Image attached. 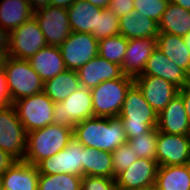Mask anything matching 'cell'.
Returning <instances> with one entry per match:
<instances>
[{
  "instance_id": "obj_46",
  "label": "cell",
  "mask_w": 190,
  "mask_h": 190,
  "mask_svg": "<svg viewBox=\"0 0 190 190\" xmlns=\"http://www.w3.org/2000/svg\"><path fill=\"white\" fill-rule=\"evenodd\" d=\"M186 47L190 50V32L183 37Z\"/></svg>"
},
{
  "instance_id": "obj_32",
  "label": "cell",
  "mask_w": 190,
  "mask_h": 190,
  "mask_svg": "<svg viewBox=\"0 0 190 190\" xmlns=\"http://www.w3.org/2000/svg\"><path fill=\"white\" fill-rule=\"evenodd\" d=\"M157 135L158 129L153 127L149 132L143 133V135L127 139V143L138 155V158L156 160Z\"/></svg>"
},
{
  "instance_id": "obj_34",
  "label": "cell",
  "mask_w": 190,
  "mask_h": 190,
  "mask_svg": "<svg viewBox=\"0 0 190 190\" xmlns=\"http://www.w3.org/2000/svg\"><path fill=\"white\" fill-rule=\"evenodd\" d=\"M111 155L115 177L139 159L128 143L120 145Z\"/></svg>"
},
{
  "instance_id": "obj_20",
  "label": "cell",
  "mask_w": 190,
  "mask_h": 190,
  "mask_svg": "<svg viewBox=\"0 0 190 190\" xmlns=\"http://www.w3.org/2000/svg\"><path fill=\"white\" fill-rule=\"evenodd\" d=\"M39 174L36 165L15 161L2 174L4 190H38Z\"/></svg>"
},
{
  "instance_id": "obj_31",
  "label": "cell",
  "mask_w": 190,
  "mask_h": 190,
  "mask_svg": "<svg viewBox=\"0 0 190 190\" xmlns=\"http://www.w3.org/2000/svg\"><path fill=\"white\" fill-rule=\"evenodd\" d=\"M82 177L71 174H39L38 190H81Z\"/></svg>"
},
{
  "instance_id": "obj_44",
  "label": "cell",
  "mask_w": 190,
  "mask_h": 190,
  "mask_svg": "<svg viewBox=\"0 0 190 190\" xmlns=\"http://www.w3.org/2000/svg\"><path fill=\"white\" fill-rule=\"evenodd\" d=\"M86 1L102 9L107 8L109 3L111 2V0H86Z\"/></svg>"
},
{
  "instance_id": "obj_38",
  "label": "cell",
  "mask_w": 190,
  "mask_h": 190,
  "mask_svg": "<svg viewBox=\"0 0 190 190\" xmlns=\"http://www.w3.org/2000/svg\"><path fill=\"white\" fill-rule=\"evenodd\" d=\"M13 105L11 94L7 86L5 72L0 73V109Z\"/></svg>"
},
{
  "instance_id": "obj_23",
  "label": "cell",
  "mask_w": 190,
  "mask_h": 190,
  "mask_svg": "<svg viewBox=\"0 0 190 190\" xmlns=\"http://www.w3.org/2000/svg\"><path fill=\"white\" fill-rule=\"evenodd\" d=\"M119 25V34L128 40L134 38L156 39L159 34L158 23L149 17L139 16V11L136 9L120 18Z\"/></svg>"
},
{
  "instance_id": "obj_26",
  "label": "cell",
  "mask_w": 190,
  "mask_h": 190,
  "mask_svg": "<svg viewBox=\"0 0 190 190\" xmlns=\"http://www.w3.org/2000/svg\"><path fill=\"white\" fill-rule=\"evenodd\" d=\"M33 16L28 0H0V26L8 33Z\"/></svg>"
},
{
  "instance_id": "obj_6",
  "label": "cell",
  "mask_w": 190,
  "mask_h": 190,
  "mask_svg": "<svg viewBox=\"0 0 190 190\" xmlns=\"http://www.w3.org/2000/svg\"><path fill=\"white\" fill-rule=\"evenodd\" d=\"M13 105L27 133L53 124L55 103L44 92L21 98Z\"/></svg>"
},
{
  "instance_id": "obj_43",
  "label": "cell",
  "mask_w": 190,
  "mask_h": 190,
  "mask_svg": "<svg viewBox=\"0 0 190 190\" xmlns=\"http://www.w3.org/2000/svg\"><path fill=\"white\" fill-rule=\"evenodd\" d=\"M76 0H50V5L69 8Z\"/></svg>"
},
{
  "instance_id": "obj_48",
  "label": "cell",
  "mask_w": 190,
  "mask_h": 190,
  "mask_svg": "<svg viewBox=\"0 0 190 190\" xmlns=\"http://www.w3.org/2000/svg\"><path fill=\"white\" fill-rule=\"evenodd\" d=\"M0 190H4L3 181H2V175L1 174H0Z\"/></svg>"
},
{
  "instance_id": "obj_9",
  "label": "cell",
  "mask_w": 190,
  "mask_h": 190,
  "mask_svg": "<svg viewBox=\"0 0 190 190\" xmlns=\"http://www.w3.org/2000/svg\"><path fill=\"white\" fill-rule=\"evenodd\" d=\"M48 46L38 21L33 16L9 33L8 56L29 60L38 50Z\"/></svg>"
},
{
  "instance_id": "obj_14",
  "label": "cell",
  "mask_w": 190,
  "mask_h": 190,
  "mask_svg": "<svg viewBox=\"0 0 190 190\" xmlns=\"http://www.w3.org/2000/svg\"><path fill=\"white\" fill-rule=\"evenodd\" d=\"M157 170L156 160L139 158L115 177L117 190L154 187Z\"/></svg>"
},
{
  "instance_id": "obj_3",
  "label": "cell",
  "mask_w": 190,
  "mask_h": 190,
  "mask_svg": "<svg viewBox=\"0 0 190 190\" xmlns=\"http://www.w3.org/2000/svg\"><path fill=\"white\" fill-rule=\"evenodd\" d=\"M73 138V127L57 124L30 131L27 133L24 161L37 165L64 149Z\"/></svg>"
},
{
  "instance_id": "obj_11",
  "label": "cell",
  "mask_w": 190,
  "mask_h": 190,
  "mask_svg": "<svg viewBox=\"0 0 190 190\" xmlns=\"http://www.w3.org/2000/svg\"><path fill=\"white\" fill-rule=\"evenodd\" d=\"M67 70L77 71L98 56V40L91 33L71 32L59 46Z\"/></svg>"
},
{
  "instance_id": "obj_33",
  "label": "cell",
  "mask_w": 190,
  "mask_h": 190,
  "mask_svg": "<svg viewBox=\"0 0 190 190\" xmlns=\"http://www.w3.org/2000/svg\"><path fill=\"white\" fill-rule=\"evenodd\" d=\"M119 32V18L108 8L102 9L101 15H98L97 30L92 33V36L100 40L117 35Z\"/></svg>"
},
{
  "instance_id": "obj_35",
  "label": "cell",
  "mask_w": 190,
  "mask_h": 190,
  "mask_svg": "<svg viewBox=\"0 0 190 190\" xmlns=\"http://www.w3.org/2000/svg\"><path fill=\"white\" fill-rule=\"evenodd\" d=\"M169 0H134V9L139 16H145L159 23L165 12Z\"/></svg>"
},
{
  "instance_id": "obj_17",
  "label": "cell",
  "mask_w": 190,
  "mask_h": 190,
  "mask_svg": "<svg viewBox=\"0 0 190 190\" xmlns=\"http://www.w3.org/2000/svg\"><path fill=\"white\" fill-rule=\"evenodd\" d=\"M76 72L80 85L90 90L104 81L122 78L125 75L120 65L99 55L81 66Z\"/></svg>"
},
{
  "instance_id": "obj_41",
  "label": "cell",
  "mask_w": 190,
  "mask_h": 190,
  "mask_svg": "<svg viewBox=\"0 0 190 190\" xmlns=\"http://www.w3.org/2000/svg\"><path fill=\"white\" fill-rule=\"evenodd\" d=\"M9 33L0 26V54H8Z\"/></svg>"
},
{
  "instance_id": "obj_42",
  "label": "cell",
  "mask_w": 190,
  "mask_h": 190,
  "mask_svg": "<svg viewBox=\"0 0 190 190\" xmlns=\"http://www.w3.org/2000/svg\"><path fill=\"white\" fill-rule=\"evenodd\" d=\"M28 2L34 12L50 5V0H28Z\"/></svg>"
},
{
  "instance_id": "obj_15",
  "label": "cell",
  "mask_w": 190,
  "mask_h": 190,
  "mask_svg": "<svg viewBox=\"0 0 190 190\" xmlns=\"http://www.w3.org/2000/svg\"><path fill=\"white\" fill-rule=\"evenodd\" d=\"M134 83L157 114L168 105L179 91L175 85L157 76H137L134 78Z\"/></svg>"
},
{
  "instance_id": "obj_27",
  "label": "cell",
  "mask_w": 190,
  "mask_h": 190,
  "mask_svg": "<svg viewBox=\"0 0 190 190\" xmlns=\"http://www.w3.org/2000/svg\"><path fill=\"white\" fill-rule=\"evenodd\" d=\"M158 31L184 37L190 32V10L169 1L158 23Z\"/></svg>"
},
{
  "instance_id": "obj_28",
  "label": "cell",
  "mask_w": 190,
  "mask_h": 190,
  "mask_svg": "<svg viewBox=\"0 0 190 190\" xmlns=\"http://www.w3.org/2000/svg\"><path fill=\"white\" fill-rule=\"evenodd\" d=\"M80 87L77 72L75 70H65L54 78L44 82L43 92L54 103H59Z\"/></svg>"
},
{
  "instance_id": "obj_30",
  "label": "cell",
  "mask_w": 190,
  "mask_h": 190,
  "mask_svg": "<svg viewBox=\"0 0 190 190\" xmlns=\"http://www.w3.org/2000/svg\"><path fill=\"white\" fill-rule=\"evenodd\" d=\"M127 45L128 39L120 34L100 39L98 40V55L122 66Z\"/></svg>"
},
{
  "instance_id": "obj_13",
  "label": "cell",
  "mask_w": 190,
  "mask_h": 190,
  "mask_svg": "<svg viewBox=\"0 0 190 190\" xmlns=\"http://www.w3.org/2000/svg\"><path fill=\"white\" fill-rule=\"evenodd\" d=\"M156 161L158 166L190 163V135H174L158 131Z\"/></svg>"
},
{
  "instance_id": "obj_45",
  "label": "cell",
  "mask_w": 190,
  "mask_h": 190,
  "mask_svg": "<svg viewBox=\"0 0 190 190\" xmlns=\"http://www.w3.org/2000/svg\"><path fill=\"white\" fill-rule=\"evenodd\" d=\"M170 2L190 10V0H169Z\"/></svg>"
},
{
  "instance_id": "obj_40",
  "label": "cell",
  "mask_w": 190,
  "mask_h": 190,
  "mask_svg": "<svg viewBox=\"0 0 190 190\" xmlns=\"http://www.w3.org/2000/svg\"><path fill=\"white\" fill-rule=\"evenodd\" d=\"M16 160L0 149V174L2 175Z\"/></svg>"
},
{
  "instance_id": "obj_12",
  "label": "cell",
  "mask_w": 190,
  "mask_h": 190,
  "mask_svg": "<svg viewBox=\"0 0 190 190\" xmlns=\"http://www.w3.org/2000/svg\"><path fill=\"white\" fill-rule=\"evenodd\" d=\"M48 46L59 47L71 33L66 8L49 5L34 12Z\"/></svg>"
},
{
  "instance_id": "obj_47",
  "label": "cell",
  "mask_w": 190,
  "mask_h": 190,
  "mask_svg": "<svg viewBox=\"0 0 190 190\" xmlns=\"http://www.w3.org/2000/svg\"><path fill=\"white\" fill-rule=\"evenodd\" d=\"M133 190H155V187L139 188V189H133Z\"/></svg>"
},
{
  "instance_id": "obj_24",
  "label": "cell",
  "mask_w": 190,
  "mask_h": 190,
  "mask_svg": "<svg viewBox=\"0 0 190 190\" xmlns=\"http://www.w3.org/2000/svg\"><path fill=\"white\" fill-rule=\"evenodd\" d=\"M155 190H190V166H158Z\"/></svg>"
},
{
  "instance_id": "obj_37",
  "label": "cell",
  "mask_w": 190,
  "mask_h": 190,
  "mask_svg": "<svg viewBox=\"0 0 190 190\" xmlns=\"http://www.w3.org/2000/svg\"><path fill=\"white\" fill-rule=\"evenodd\" d=\"M107 8L120 19L133 11L134 0H111Z\"/></svg>"
},
{
  "instance_id": "obj_22",
  "label": "cell",
  "mask_w": 190,
  "mask_h": 190,
  "mask_svg": "<svg viewBox=\"0 0 190 190\" xmlns=\"http://www.w3.org/2000/svg\"><path fill=\"white\" fill-rule=\"evenodd\" d=\"M99 8L86 0H76L67 8L71 32L93 33L97 30Z\"/></svg>"
},
{
  "instance_id": "obj_8",
  "label": "cell",
  "mask_w": 190,
  "mask_h": 190,
  "mask_svg": "<svg viewBox=\"0 0 190 190\" xmlns=\"http://www.w3.org/2000/svg\"><path fill=\"white\" fill-rule=\"evenodd\" d=\"M92 117L91 90L82 86L64 101L54 105L53 124L74 127L75 124Z\"/></svg>"
},
{
  "instance_id": "obj_4",
  "label": "cell",
  "mask_w": 190,
  "mask_h": 190,
  "mask_svg": "<svg viewBox=\"0 0 190 190\" xmlns=\"http://www.w3.org/2000/svg\"><path fill=\"white\" fill-rule=\"evenodd\" d=\"M133 84L134 78L124 75L92 88L93 117H118L127 91Z\"/></svg>"
},
{
  "instance_id": "obj_39",
  "label": "cell",
  "mask_w": 190,
  "mask_h": 190,
  "mask_svg": "<svg viewBox=\"0 0 190 190\" xmlns=\"http://www.w3.org/2000/svg\"><path fill=\"white\" fill-rule=\"evenodd\" d=\"M178 93L181 95L183 99L186 114L190 122V82L187 83L183 88L179 89Z\"/></svg>"
},
{
  "instance_id": "obj_1",
  "label": "cell",
  "mask_w": 190,
  "mask_h": 190,
  "mask_svg": "<svg viewBox=\"0 0 190 190\" xmlns=\"http://www.w3.org/2000/svg\"><path fill=\"white\" fill-rule=\"evenodd\" d=\"M73 137L83 146L113 152L127 143L123 125L118 117H92L73 127Z\"/></svg>"
},
{
  "instance_id": "obj_5",
  "label": "cell",
  "mask_w": 190,
  "mask_h": 190,
  "mask_svg": "<svg viewBox=\"0 0 190 190\" xmlns=\"http://www.w3.org/2000/svg\"><path fill=\"white\" fill-rule=\"evenodd\" d=\"M4 72L12 102L43 92L44 82L28 60L8 56Z\"/></svg>"
},
{
  "instance_id": "obj_19",
  "label": "cell",
  "mask_w": 190,
  "mask_h": 190,
  "mask_svg": "<svg viewBox=\"0 0 190 190\" xmlns=\"http://www.w3.org/2000/svg\"><path fill=\"white\" fill-rule=\"evenodd\" d=\"M157 129L168 134L190 135V122L179 93L158 114Z\"/></svg>"
},
{
  "instance_id": "obj_10",
  "label": "cell",
  "mask_w": 190,
  "mask_h": 190,
  "mask_svg": "<svg viewBox=\"0 0 190 190\" xmlns=\"http://www.w3.org/2000/svg\"><path fill=\"white\" fill-rule=\"evenodd\" d=\"M84 146L73 138L68 145L52 157L40 161L36 166L40 174H71L83 176Z\"/></svg>"
},
{
  "instance_id": "obj_16",
  "label": "cell",
  "mask_w": 190,
  "mask_h": 190,
  "mask_svg": "<svg viewBox=\"0 0 190 190\" xmlns=\"http://www.w3.org/2000/svg\"><path fill=\"white\" fill-rule=\"evenodd\" d=\"M139 76H157L183 88L190 82V75L181 67L175 65L158 47H156L147 60L143 73Z\"/></svg>"
},
{
  "instance_id": "obj_18",
  "label": "cell",
  "mask_w": 190,
  "mask_h": 190,
  "mask_svg": "<svg viewBox=\"0 0 190 190\" xmlns=\"http://www.w3.org/2000/svg\"><path fill=\"white\" fill-rule=\"evenodd\" d=\"M156 47V39L154 38L129 39L121 66L122 72L132 78L141 75L147 60Z\"/></svg>"
},
{
  "instance_id": "obj_25",
  "label": "cell",
  "mask_w": 190,
  "mask_h": 190,
  "mask_svg": "<svg viewBox=\"0 0 190 190\" xmlns=\"http://www.w3.org/2000/svg\"><path fill=\"white\" fill-rule=\"evenodd\" d=\"M156 46L175 65L184 69L190 75V50L186 47L183 37L169 33H159Z\"/></svg>"
},
{
  "instance_id": "obj_7",
  "label": "cell",
  "mask_w": 190,
  "mask_h": 190,
  "mask_svg": "<svg viewBox=\"0 0 190 190\" xmlns=\"http://www.w3.org/2000/svg\"><path fill=\"white\" fill-rule=\"evenodd\" d=\"M27 132L19 120L15 106L0 109V149L16 161L24 160Z\"/></svg>"
},
{
  "instance_id": "obj_2",
  "label": "cell",
  "mask_w": 190,
  "mask_h": 190,
  "mask_svg": "<svg viewBox=\"0 0 190 190\" xmlns=\"http://www.w3.org/2000/svg\"><path fill=\"white\" fill-rule=\"evenodd\" d=\"M118 118L123 125L127 139L143 135L153 127H157L158 124V114L144 99L135 83L127 91Z\"/></svg>"
},
{
  "instance_id": "obj_21",
  "label": "cell",
  "mask_w": 190,
  "mask_h": 190,
  "mask_svg": "<svg viewBox=\"0 0 190 190\" xmlns=\"http://www.w3.org/2000/svg\"><path fill=\"white\" fill-rule=\"evenodd\" d=\"M33 70L46 82L67 70L59 47L46 46L29 58Z\"/></svg>"
},
{
  "instance_id": "obj_29",
  "label": "cell",
  "mask_w": 190,
  "mask_h": 190,
  "mask_svg": "<svg viewBox=\"0 0 190 190\" xmlns=\"http://www.w3.org/2000/svg\"><path fill=\"white\" fill-rule=\"evenodd\" d=\"M83 176L114 178L111 152L84 146Z\"/></svg>"
},
{
  "instance_id": "obj_36",
  "label": "cell",
  "mask_w": 190,
  "mask_h": 190,
  "mask_svg": "<svg viewBox=\"0 0 190 190\" xmlns=\"http://www.w3.org/2000/svg\"><path fill=\"white\" fill-rule=\"evenodd\" d=\"M81 190H117V187L114 178L82 176Z\"/></svg>"
}]
</instances>
